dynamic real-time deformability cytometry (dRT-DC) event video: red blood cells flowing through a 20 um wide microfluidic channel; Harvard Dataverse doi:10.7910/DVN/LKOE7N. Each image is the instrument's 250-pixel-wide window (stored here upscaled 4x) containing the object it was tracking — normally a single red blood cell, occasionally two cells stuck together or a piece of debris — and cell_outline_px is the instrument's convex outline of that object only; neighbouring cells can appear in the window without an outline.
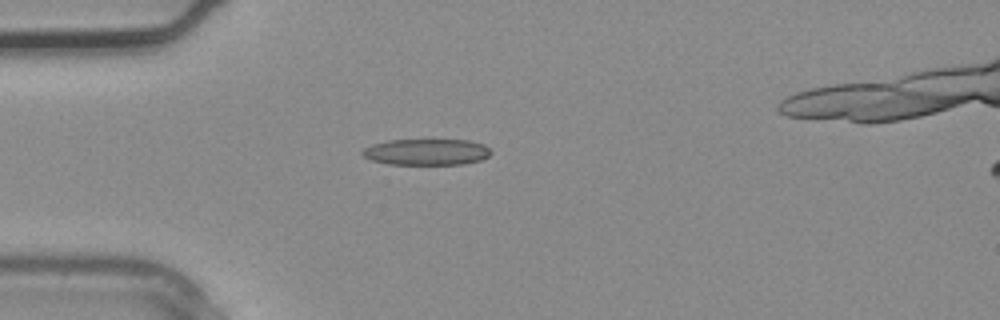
{"species": "common noctule bat (a hibernating species)", "species_latin": "Nyctalus noctula", "temperature_condition": "warm", "stored_images_in_passage": 4, "camera_frame_rate_fps": 3000, "um_per_image_px": 0.085, "animal": {"sex": "male", "body_mass_g": 20.4}, "frame": {"image": 1, "passage_image": 3, "time_ms": 0.667, "image_size_px": [1000, 320], "cell_outline_px": [[492, 152], [488, 156], [480, 160], [464, 164], [388, 164], [372, 160], [364, 156], [360, 152], [364, 148], [372, 144], [388, 140], [468, 140], [484, 144]], "centroid_in_image_um": [36.25, 12.91], "position_along_channel_um": 48.8, "area_um2": 19.59}}